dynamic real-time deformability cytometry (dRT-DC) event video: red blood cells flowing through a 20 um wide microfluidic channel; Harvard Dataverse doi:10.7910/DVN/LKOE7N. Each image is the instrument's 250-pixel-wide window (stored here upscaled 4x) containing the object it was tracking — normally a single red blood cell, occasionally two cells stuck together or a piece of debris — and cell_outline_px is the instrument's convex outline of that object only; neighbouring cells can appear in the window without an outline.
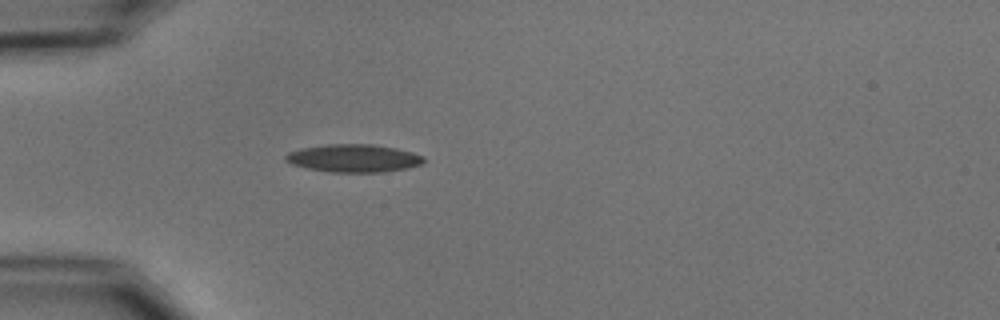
{"species": "common noctule bat (a hibernating species)", "species_latin": "Nyctalus noctula", "temperature_condition": "cold", "stored_images_in_passage": 1, "camera_frame_rate_fps": 3000, "um_per_image_px": 0.085, "animal": {"sex": "male", "body_mass_g": 15.6}, "frame": {"image": 1, "passage_image": 1, "time_ms": 0.0, "image_size_px": [1000, 320], "cell_outline_px": [[424, 160], [420, 164], [408, 168], [384, 172], [332, 172], [308, 168], [292, 164], [284, 160], [284, 156], [288, 152], [300, 148], [324, 144], [372, 144], [396, 148], [412, 152], [424, 156]], "centroid_in_image_um": [30.04, 13.44], "position_along_channel_um": 55.0, "area_um2": 22.48}}